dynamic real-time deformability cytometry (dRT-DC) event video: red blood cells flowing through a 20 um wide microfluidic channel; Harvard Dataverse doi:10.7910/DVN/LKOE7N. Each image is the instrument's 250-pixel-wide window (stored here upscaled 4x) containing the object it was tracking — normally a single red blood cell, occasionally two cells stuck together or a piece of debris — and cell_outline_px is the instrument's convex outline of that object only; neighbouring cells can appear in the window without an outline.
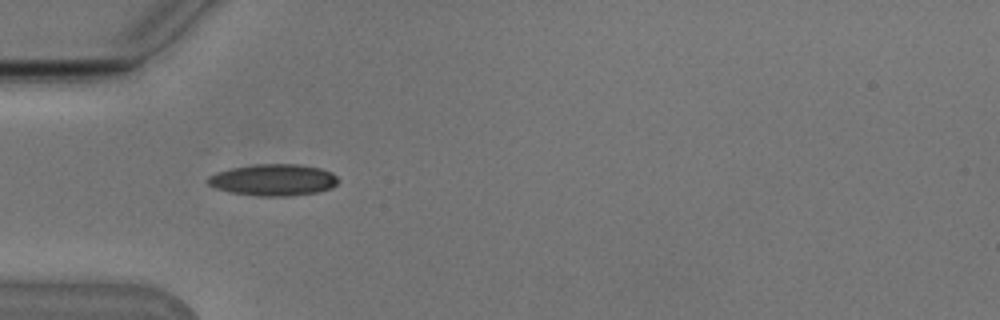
{"species": "Egyptian fruit bat (a non-hibernating species)", "species_latin": "Rousettus aegyptiacus", "temperature_condition": "cold", "stored_images_in_passage": 38, "camera_frame_rate_fps": 3000, "um_per_image_px": 0.085, "animal": {"sex": "male"}, "frame": {"image": 1, "passage_image": 1, "time_ms": 0.0, "image_size_px": [1000, 320], "cell_outline_px": [[336, 184], [332, 188], [316, 192], [288, 196], [256, 196], [232, 192], [216, 188], [208, 184], [208, 176], [216, 172], [232, 168], [256, 164], [300, 164], [320, 168], [332, 172], [336, 176]], "centroid_in_image_um": [23.24, 15.29], "position_along_channel_um": 61.8, "area_um2": 23.87}}
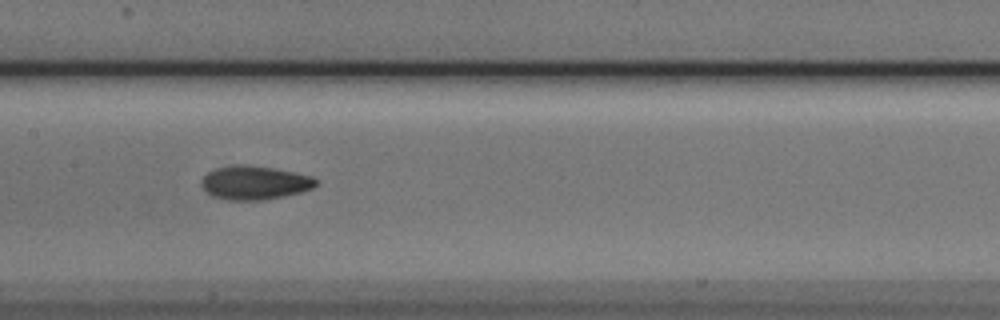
{"frame": {"image": 2, "passage_image": 11, "time_ms": 3.333, "image_size_px": [1000, 320], "cell_outline_px": [[320, 184], [312, 188], [300, 192], [264, 200], [228, 200], [212, 196], [200, 184], [200, 180], [208, 172], [216, 168], [272, 168], [312, 176], [320, 180]], "centroid_in_image_um": [21.7, 15.58], "position_along_channel_um": 185.7, "area_um2": 21.62}}
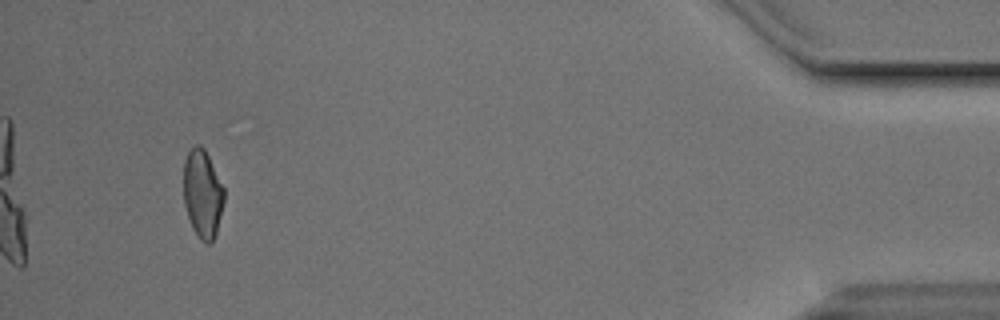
{"frame": {"image": 3, "passage_image": 35, "time_ms": 11.333, "image_size_px": [1000, 320], "cell_outline_px": [[224, 200], [216, 236], [212, 244], [204, 244], [200, 240], [192, 228], [184, 204], [184, 160], [188, 152], [196, 144], [200, 144], [204, 148], [224, 188]], "centroid_in_image_um": [17.22, 16.52], "position_along_channel_um": 418.0, "area_um2": 20.92}, "authors_computed_cell_mechanics": {"area_um2": 21.7906, "velocity_mm_per_s": 3.7852, "shape_relaxation_time_tau1_ms": 7.9063, "shape_relaxation_time_tau2_ms": null, "deformation_change_tau1": 0.1702, "deformation_change_tau2": null}}